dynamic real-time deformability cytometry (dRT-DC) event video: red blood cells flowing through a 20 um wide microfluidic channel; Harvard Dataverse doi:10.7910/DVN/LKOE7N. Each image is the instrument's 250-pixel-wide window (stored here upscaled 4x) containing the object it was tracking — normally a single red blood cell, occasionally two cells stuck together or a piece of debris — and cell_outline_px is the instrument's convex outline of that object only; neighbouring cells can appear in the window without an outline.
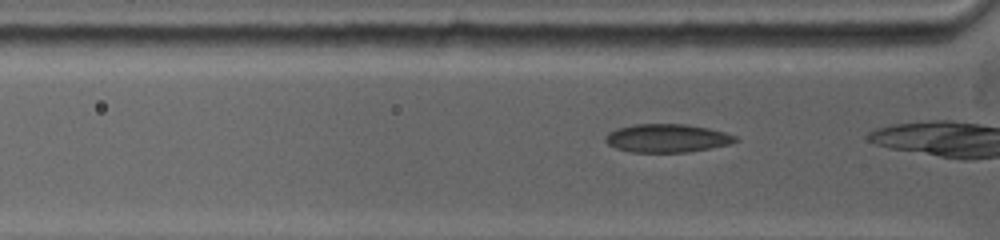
{"species": "common noctule bat (a hibernating species)", "species_latin": "Nyctalus noctula", "temperature_condition": "warm", "stored_images_in_passage": 11, "camera_frame_rate_fps": 5000, "um_per_image_px": 0.085, "animal": {"sex": "female", "body_mass_g": 19.0, "forearm_length_mm": 53.3}, "frame": {"image": 1, "passage_image": 4, "time_ms": 0.6, "image_size_px": [1000, 240], "cell_outline_px": [[736, 140], [728, 144], [688, 152], [628, 152], [616, 148], [608, 144], [604, 140], [604, 136], [608, 132], [620, 128], [636, 124], [684, 124], [708, 128], [724, 132], [736, 136]], "centroid_in_image_um": [56.64, 11.75], "position_along_channel_um": 69.2, "area_um2": 21.21}}